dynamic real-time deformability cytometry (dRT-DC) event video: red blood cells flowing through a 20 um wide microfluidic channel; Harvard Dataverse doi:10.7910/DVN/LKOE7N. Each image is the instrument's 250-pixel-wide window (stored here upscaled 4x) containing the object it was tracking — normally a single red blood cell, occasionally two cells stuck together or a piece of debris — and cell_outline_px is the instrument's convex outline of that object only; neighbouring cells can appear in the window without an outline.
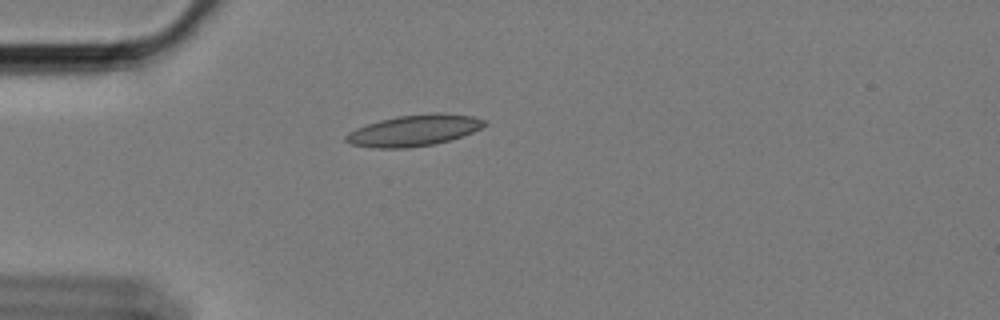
{"species": "Egyptian fruit bat (a non-hibernating species)", "species_latin": "Rousettus aegyptiacus", "temperature_condition": "cold", "stored_images_in_passage": 44, "camera_frame_rate_fps": 3000, "um_per_image_px": 0.085, "animal": {"sex": "female"}, "frame": {"image": 1, "passage_image": 1, "time_ms": 0.0, "image_size_px": [1000, 320], "cell_outline_px": [[488, 124], [472, 132], [448, 140], [432, 144], [404, 148], [380, 148], [352, 144], [344, 140], [344, 136], [348, 132], [356, 128], [380, 120], [396, 116], [436, 112], [472, 116], [484, 120]], "centroid_in_image_um": [35.17, 11.07], "position_along_channel_um": 49.8, "area_um2": 24.85}}
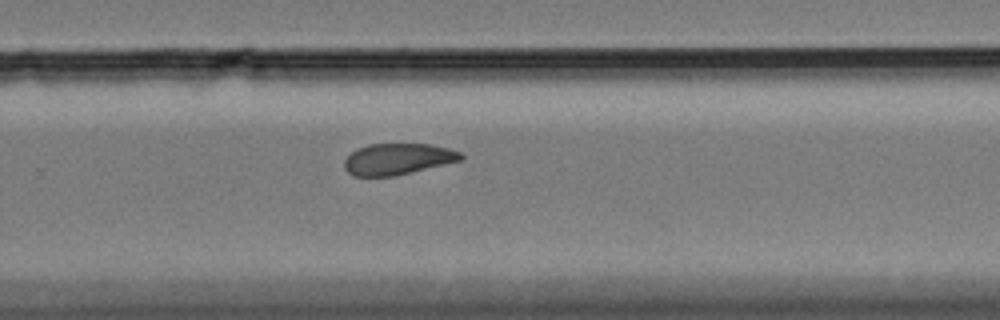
{"frame": {"image": 2, "passage_image": 24, "time_ms": 7.667, "image_size_px": [1000, 320], "cell_outline_px": [[464, 156], [460, 160], [392, 176], [352, 176], [344, 168], [344, 160], [356, 148], [368, 144], [428, 144], [448, 148], [460, 152]], "centroid_in_image_um": [33.75, 13.51], "position_along_channel_um": 296.1, "area_um2": 20.92}}
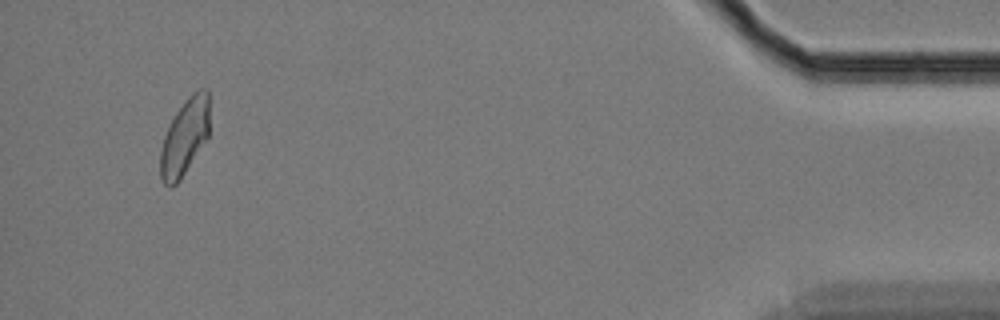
{"frame": {"image": 3, "passage_image": 41, "time_ms": 13.333, "image_size_px": [1000, 320], "cell_outline_px": [[208, 136], [180, 180], [176, 184], [164, 184], [160, 176], [160, 152], [164, 136], [176, 112], [184, 100], [192, 92], [200, 88], [208, 88]], "centroid_in_image_um": [15.69, 11.61], "position_along_channel_um": 419.5, "area_um2": 21.5}, "authors_computed_cell_mechanics": {"area_um2": 22.2241, "velocity_mm_per_s": 3.3866, "shape_relaxation_time_tau1_ms": null, "shape_relaxation_time_tau2_ms": 3.98, "deformation_change_tau1": null, "deformation_change_tau2": 0.0987}}